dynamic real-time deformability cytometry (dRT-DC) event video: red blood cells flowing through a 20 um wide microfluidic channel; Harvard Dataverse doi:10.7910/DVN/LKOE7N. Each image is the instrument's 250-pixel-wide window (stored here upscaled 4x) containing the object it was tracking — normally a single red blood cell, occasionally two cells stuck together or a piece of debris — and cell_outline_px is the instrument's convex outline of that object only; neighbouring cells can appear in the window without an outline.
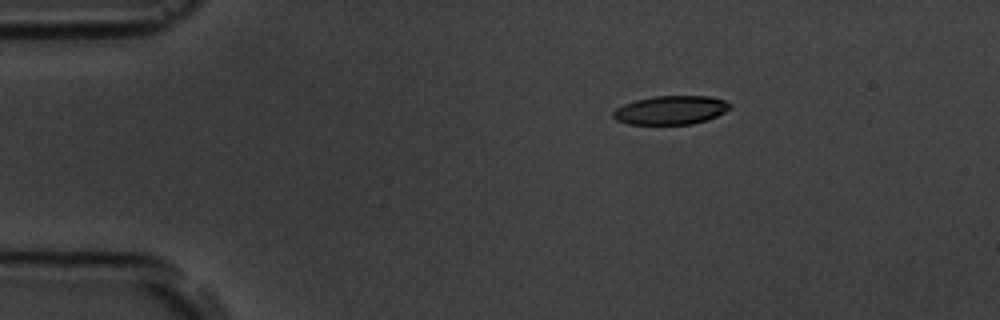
{"species": "common noctule bat (a hibernating species)", "species_latin": "Nyctalus noctula", "temperature_condition": "room temperature", "stored_images_in_passage": 3, "camera_frame_rate_fps": 3000, "um_per_image_px": 0.085, "animal": {"sex": "male", "body_mass_g": 19.5, "forearm_length_mm": 54.6}, "frame": {"image": 1, "passage_image": 1, "time_ms": 0.0, "image_size_px": [1000, 320], "cell_outline_px": [[732, 108], [708, 120], [692, 124], [628, 124], [616, 120], [612, 116], [612, 112], [616, 108], [624, 104], [636, 100], [652, 96], [708, 96], [724, 100], [732, 104]], "centroid_in_image_um": [57.02, 9.36], "position_along_channel_um": 28.0, "area_um2": 19.65}}
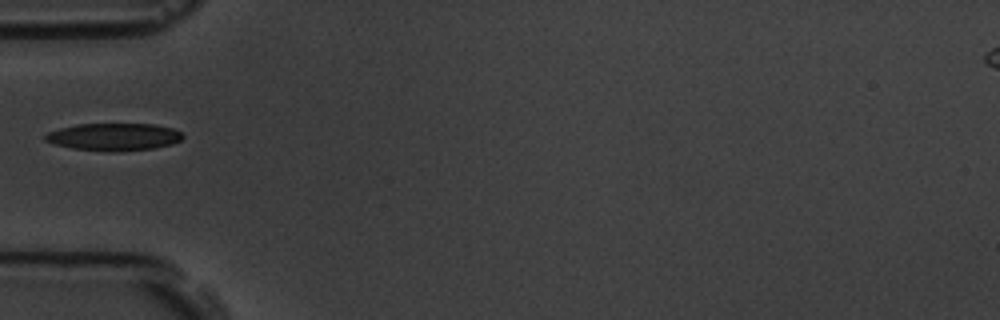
{"frame": {"image": 2, "passage_image": 3, "time_ms": 3.0, "image_size_px": [1000, 320], "cell_outline_px": [[184, 136], [180, 140], [172, 144], [152, 148], [116, 152], [112, 152], [72, 148], [56, 144], [44, 140], [44, 136], [48, 132], [60, 128], [76, 124], [156, 124], [172, 128], [180, 132]], "centroid_in_image_um": [9.68, 11.63], "position_along_channel_um": 75.3, "area_um2": 21.91}}